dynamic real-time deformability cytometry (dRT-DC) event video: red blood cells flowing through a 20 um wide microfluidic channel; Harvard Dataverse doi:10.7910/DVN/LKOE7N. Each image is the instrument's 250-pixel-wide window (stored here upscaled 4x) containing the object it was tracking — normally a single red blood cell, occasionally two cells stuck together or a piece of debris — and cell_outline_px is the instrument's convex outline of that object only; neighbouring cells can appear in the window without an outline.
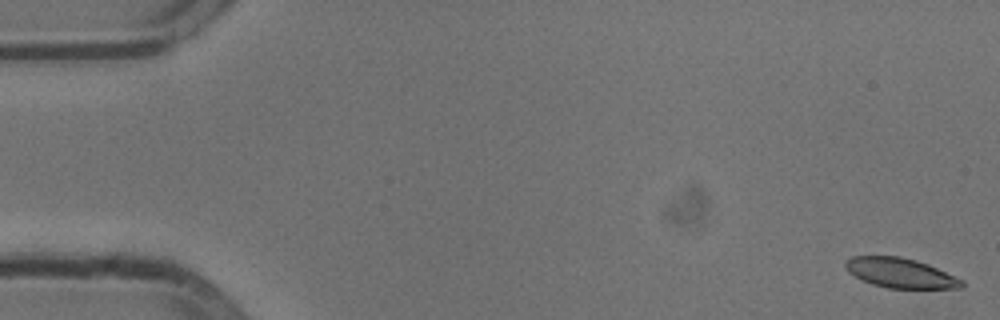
{"species": "common noctule bat (a hibernating species)", "species_latin": "Nyctalus noctula", "temperature_condition": "cold", "stored_images_in_passage": 54, "camera_frame_rate_fps": 3000, "um_per_image_px": 0.085, "animal": {"sex": "male", "body_mass_g": 13.3}, "frame": {"image": 1, "passage_image": 1, "time_ms": 0.0, "image_size_px": [1000, 320], "cell_outline_px": [[964, 284], [960, 288], [888, 288], [872, 284], [848, 272], [844, 268], [844, 260], [852, 256], [900, 256], [916, 260], [928, 264], [964, 280]], "centroid_in_image_um": [76.51, 23.19], "position_along_channel_um": 8.5, "area_um2": 20.17}}
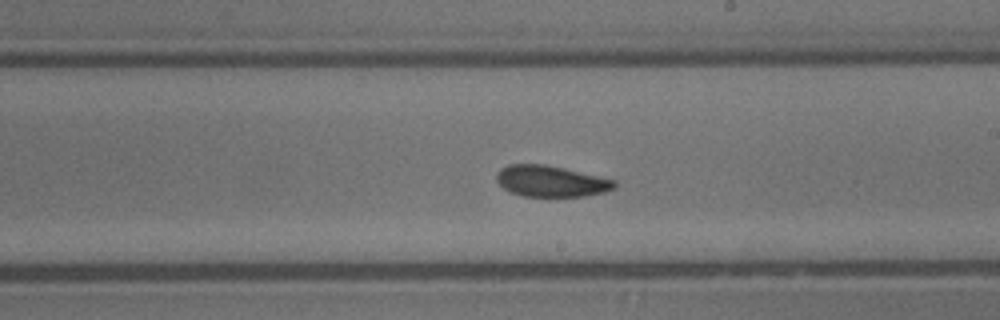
{"frame": {"image": 2, "passage_image": 31, "time_ms": 10.0, "image_size_px": [1000, 320], "cell_outline_px": [[616, 188], [604, 192], [584, 196], [520, 196], [508, 192], [496, 180], [496, 172], [500, 168], [508, 164], [544, 164], [564, 168], [616, 180]], "centroid_in_image_um": [46.8, 15.4], "position_along_channel_um": 242.2, "area_um2": 21.56}}
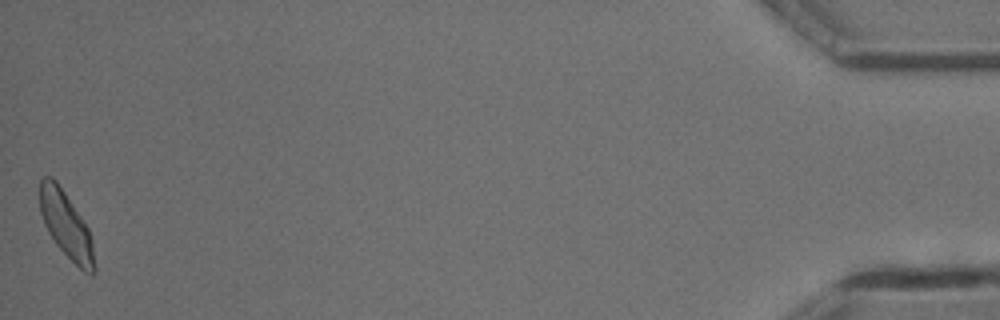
{"frame": {"image": 3, "passage_image": 54, "time_ms": 17.667, "image_size_px": [1000, 320], "cell_outline_px": [[96, 272], [92, 276], [84, 272], [56, 244], [48, 232], [44, 224], [40, 212], [40, 180], [44, 176], [52, 176], [56, 180], [88, 228], [92, 240], [96, 268]], "centroid_in_image_um": [5.63, 19.15], "position_along_channel_um": 429.6, "area_um2": 20.87}, "authors_computed_cell_mechanics": {"area_um2": 21.4438, "velocity_mm_per_s": 3.7762, "shape_relaxation_time_tau1_ms": 6.0513, "shape_relaxation_time_tau2_ms": 3.4403, "deformation_change_tau1": 0.1439, "deformation_change_tau2": 0.0928}}